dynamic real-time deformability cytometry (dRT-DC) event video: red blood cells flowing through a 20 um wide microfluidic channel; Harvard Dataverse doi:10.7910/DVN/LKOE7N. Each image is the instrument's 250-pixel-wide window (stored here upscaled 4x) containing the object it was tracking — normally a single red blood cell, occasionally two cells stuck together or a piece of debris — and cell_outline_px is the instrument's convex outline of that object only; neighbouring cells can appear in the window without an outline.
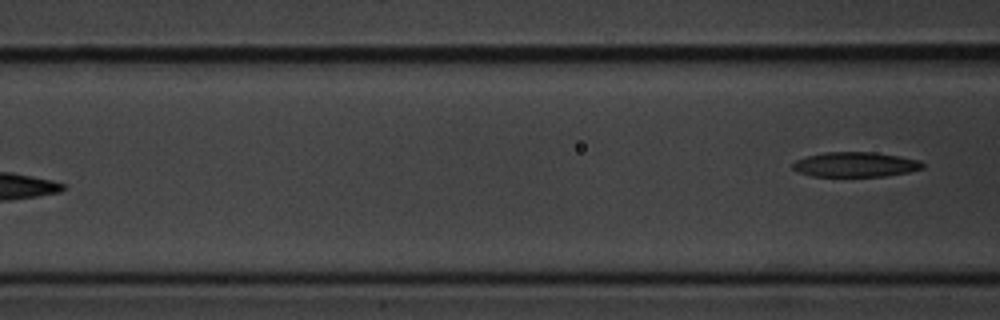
{"species": "common noctule bat (a hibernating species)", "species_latin": "Nyctalus noctula", "temperature_condition": "cold", "stored_images_in_passage": 8, "segment_of_instrument_passage": [2, 2], "camera_frame_rate_fps": 3000, "um_per_image_px": 0.085, "animal": {"sex": "male", "body_mass_g": 20.1, "forearm_length_mm": 53.5}, "frame": {"image": 1, "passage_image": 8, "time_ms": 2.333, "image_size_px": [1000, 320], "cell_outline_px": [[924, 168], [908, 172], [884, 176], [812, 176], [800, 172], [792, 168], [792, 164], [796, 160], [808, 156], [824, 152], [872, 152], [920, 160], [924, 164]], "centroid_in_image_um": [72.71, 13.98], "position_along_channel_um": 93.9, "area_um2": 18.61}}